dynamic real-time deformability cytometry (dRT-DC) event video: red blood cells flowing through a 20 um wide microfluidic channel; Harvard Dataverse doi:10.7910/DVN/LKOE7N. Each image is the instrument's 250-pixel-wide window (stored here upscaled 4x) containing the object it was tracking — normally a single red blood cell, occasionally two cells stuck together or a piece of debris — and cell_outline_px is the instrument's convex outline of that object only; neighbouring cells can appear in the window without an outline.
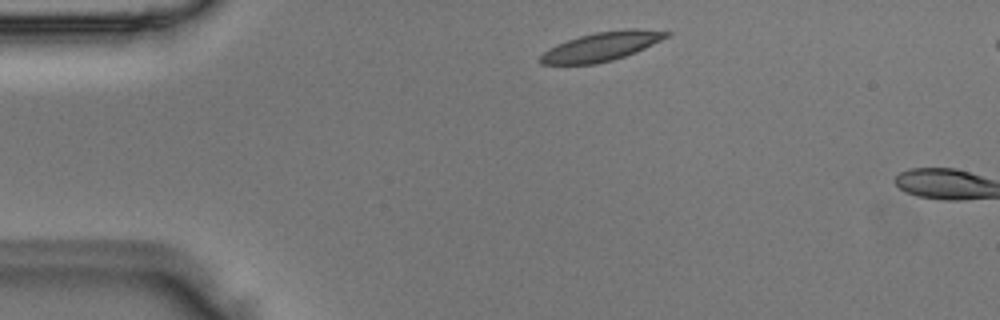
{"species": "Egyptian fruit bat (a non-hibernating species)", "species_latin": "Rousettus aegyptiacus", "temperature_condition": "room temperature", "stored_images_in_passage": 3, "camera_frame_rate_fps": 3000, "um_per_image_px": 0.085, "animal": {"sex": "male"}, "frame": {"image": 1, "passage_image": 1, "time_ms": 0.0, "image_size_px": [1000, 320], "cell_outline_px": [[672, 32], [668, 36], [636, 52], [612, 60], [596, 64], [540, 64], [536, 60], [548, 48], [556, 44], [580, 36], [596, 32], [624, 28], [640, 28]], "centroid_in_image_um": [51.1, 3.94], "position_along_channel_um": 33.9, "area_um2": 21.27}}